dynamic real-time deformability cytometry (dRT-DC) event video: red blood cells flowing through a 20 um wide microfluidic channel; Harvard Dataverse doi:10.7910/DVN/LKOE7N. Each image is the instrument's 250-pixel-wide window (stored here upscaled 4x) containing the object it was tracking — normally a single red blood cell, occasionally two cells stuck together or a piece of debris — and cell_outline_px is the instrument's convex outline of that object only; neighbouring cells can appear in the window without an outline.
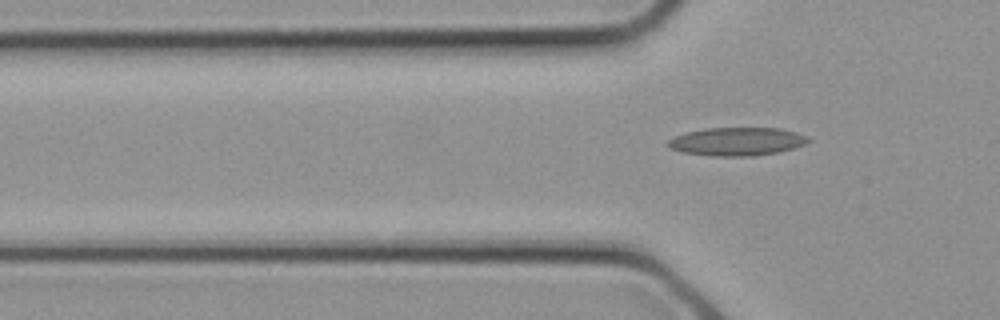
{"species": "common noctule bat (a hibernating species)", "species_latin": "Nyctalus noctula", "temperature_condition": "cold", "stored_images_in_passage": 2, "camera_frame_rate_fps": 3000, "um_per_image_px": 0.085, "animal": {"sex": "female", "body_mass_g": 21.9}, "frame": {"image": 1, "passage_image": 2, "time_ms": 0.333, "image_size_px": [1000, 320], "cell_outline_px": [[812, 140], [804, 144], [780, 152], [752, 156], [712, 156], [680, 152], [668, 148], [664, 144], [668, 140], [684, 132], [704, 128], [780, 128], [796, 132], [808, 136]], "centroid_in_image_um": [62.6, 12.03], "position_along_channel_um": 63.2, "area_um2": 23.41}}